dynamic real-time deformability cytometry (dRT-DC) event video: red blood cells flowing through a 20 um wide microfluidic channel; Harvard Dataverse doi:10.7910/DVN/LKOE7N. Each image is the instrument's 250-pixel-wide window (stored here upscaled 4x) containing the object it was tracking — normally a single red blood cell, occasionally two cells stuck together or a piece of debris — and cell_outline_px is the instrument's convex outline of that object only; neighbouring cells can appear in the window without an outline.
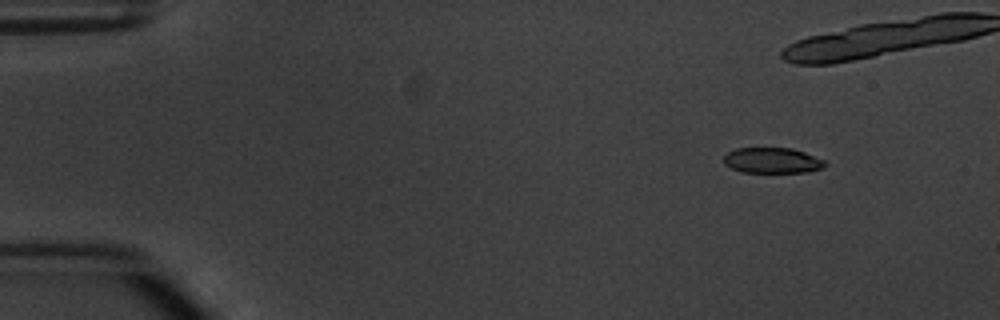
{"species": "common noctule bat (a hibernating species)", "species_latin": "Nyctalus noctula", "temperature_condition": "warm", "stored_images_in_passage": 5, "camera_frame_rate_fps": 3000, "um_per_image_px": 0.085, "animal": {"sex": "male", "body_mass_g": 20.1, "forearm_length_mm": 53.5}, "frame": {"image": 1, "passage_image": 2, "time_ms": 1.333, "image_size_px": [1000, 320], "cell_outline_px": [[828, 164], [824, 168], [808, 172], [740, 172], [724, 164], [724, 156], [728, 152], [736, 148], [792, 148], [804, 152], [824, 160]], "centroid_in_image_um": [65.66, 13.64], "position_along_channel_um": 19.3, "area_um2": 15.14}}